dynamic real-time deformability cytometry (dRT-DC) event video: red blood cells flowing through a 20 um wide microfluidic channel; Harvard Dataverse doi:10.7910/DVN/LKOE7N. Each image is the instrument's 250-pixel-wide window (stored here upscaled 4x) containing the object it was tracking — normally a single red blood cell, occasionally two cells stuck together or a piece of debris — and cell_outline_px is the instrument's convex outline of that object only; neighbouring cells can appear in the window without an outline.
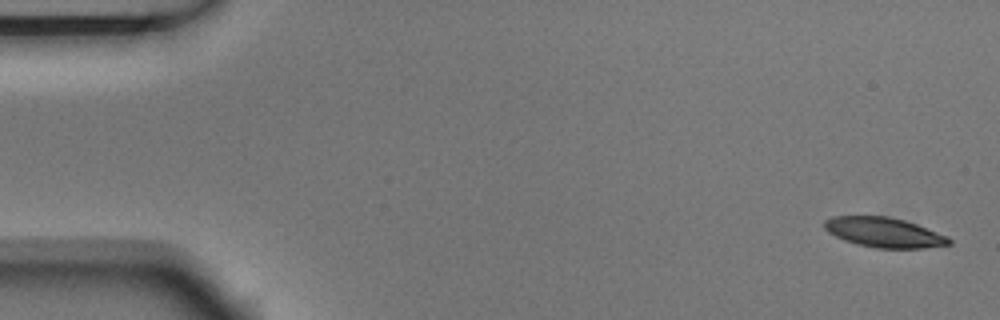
{"species": "Egyptian fruit bat (a non-hibernating species)", "species_latin": "Rousettus aegyptiacus", "temperature_condition": "room temperature", "stored_images_in_passage": 5, "camera_frame_rate_fps": 3000, "um_per_image_px": 0.085, "animal": {"sex": "male"}, "frame": {"image": 1, "passage_image": 1, "time_ms": 0.0, "image_size_px": [1000, 320], "cell_outline_px": [[952, 244], [924, 248], [876, 248], [856, 244], [844, 240], [828, 232], [824, 228], [824, 220], [832, 216], [888, 216], [904, 220], [916, 224], [948, 236], [952, 240]], "centroid_in_image_um": [75.15, 19.75], "position_along_channel_um": 9.9, "area_um2": 21.73}}
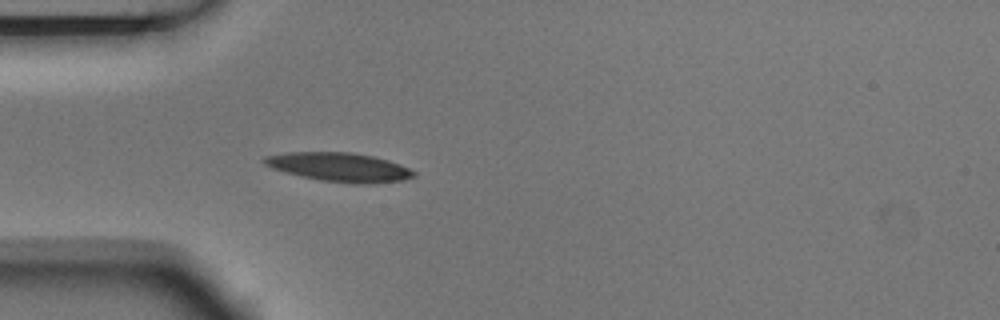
{"frame": {"image": 2, "passage_image": 5, "time_ms": 1.333, "image_size_px": [1000, 320], "cell_outline_px": [[416, 176], [404, 180], [372, 184], [352, 184], [320, 180], [272, 168], [264, 164], [260, 160], [264, 156], [284, 152], [352, 152], [372, 156], [388, 160], [400, 164], [416, 172]], "centroid_in_image_um": [28.86, 14.2], "position_along_channel_um": 56.1, "area_um2": 25.32}}